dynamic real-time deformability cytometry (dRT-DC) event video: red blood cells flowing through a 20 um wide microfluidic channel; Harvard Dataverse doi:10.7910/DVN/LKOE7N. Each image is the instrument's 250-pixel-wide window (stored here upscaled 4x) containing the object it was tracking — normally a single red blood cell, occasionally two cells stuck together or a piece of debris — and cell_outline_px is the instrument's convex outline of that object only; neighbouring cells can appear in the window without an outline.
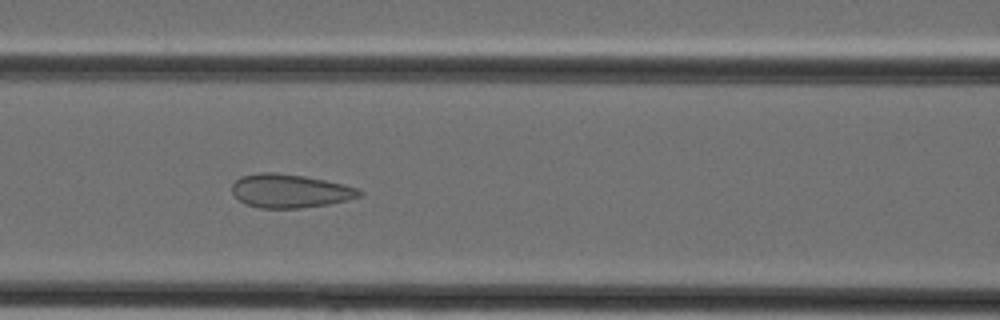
{"species": "Egyptian fruit bat (a non-hibernating species)", "species_latin": "Rousettus aegyptiacus", "temperature_condition": "cold", "stored_images_in_passage": 26, "segment_of_instrument_passage": [1, 2], "camera_frame_rate_fps": 3000, "um_per_image_px": 0.085, "animal": {"sex": "female"}, "frame": {"image": 1, "passage_image": 6, "time_ms": 1.667, "image_size_px": [1000, 320], "cell_outline_px": [[364, 192], [360, 196], [348, 200], [328, 204], [300, 208], [260, 208], [248, 204], [240, 200], [232, 192], [232, 184], [240, 176], [260, 172], [276, 172], [304, 176], [324, 180], [360, 188]], "centroid_in_image_um": [24.66, 16.22], "position_along_channel_um": 141.9, "area_um2": 24.91}}
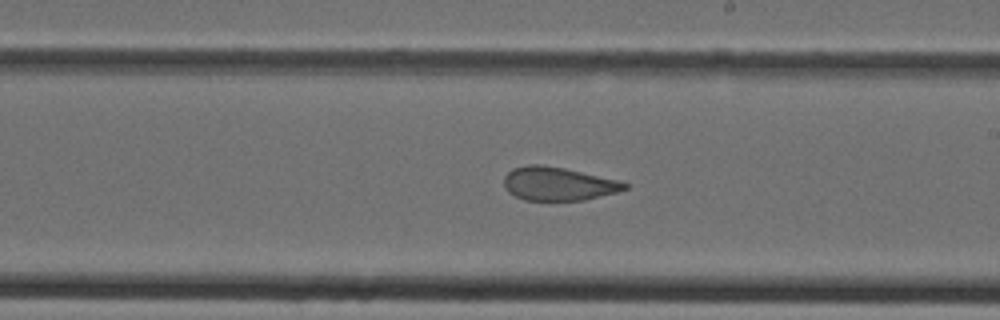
{"frame": {"image": 2, "passage_image": 12, "time_ms": 3.667, "image_size_px": [1000, 320], "cell_outline_px": [[632, 184], [628, 188], [616, 192], [584, 200], [524, 200], [508, 192], [504, 188], [504, 176], [512, 168], [528, 164], [540, 164], [564, 168], [620, 180]], "centroid_in_image_um": [47.45, 15.61], "position_along_channel_um": 241.5, "area_um2": 23.7}}
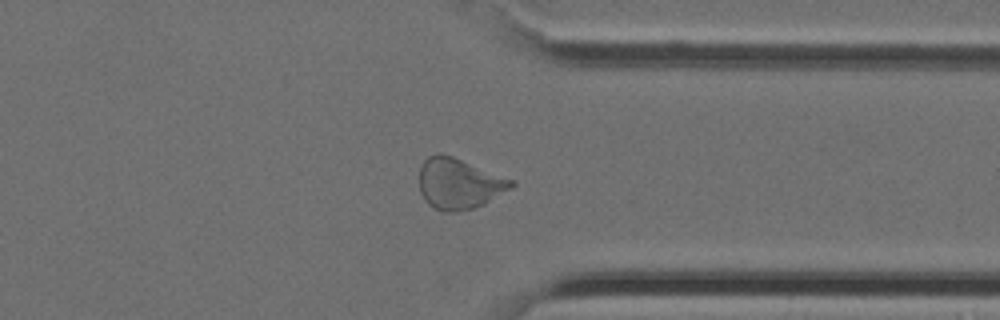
{"frame": {"image": 3, "passage_image": 20, "time_ms": 6.333, "image_size_px": [1000, 320], "cell_outline_px": [[516, 184], [512, 188], [484, 204], [472, 208], [456, 212], [444, 212], [428, 204], [420, 192], [420, 168], [424, 160], [428, 156], [436, 152], [440, 152], [452, 156], [516, 180]], "centroid_in_image_um": [39.04, 15.59], "position_along_channel_um": 372.4, "area_um2": 27.4}}